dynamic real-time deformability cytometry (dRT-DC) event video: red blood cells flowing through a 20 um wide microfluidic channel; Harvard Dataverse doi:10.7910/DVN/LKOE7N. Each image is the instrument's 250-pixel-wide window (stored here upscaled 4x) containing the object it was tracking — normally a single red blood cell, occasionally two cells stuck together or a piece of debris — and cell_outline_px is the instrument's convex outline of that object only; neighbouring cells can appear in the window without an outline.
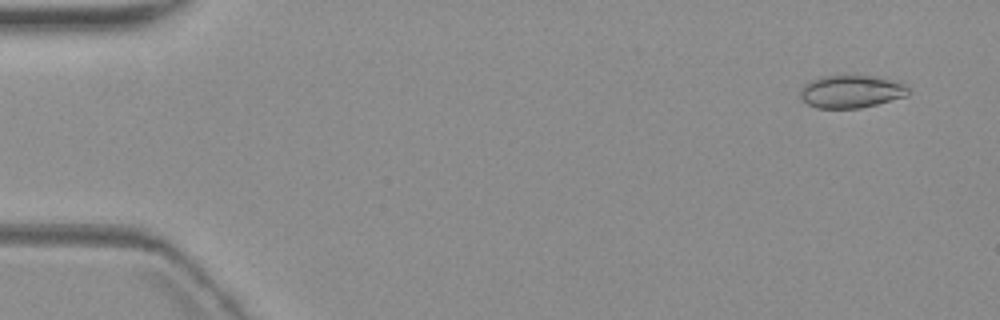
{"species": "common noctule bat (a hibernating species)", "species_latin": "Nyctalus noctula", "temperature_condition": "warm", "stored_images_in_passage": 5, "camera_frame_rate_fps": 3000, "um_per_image_px": 0.085, "animal": {"sex": "female", "body_mass_g": 19.3, "forearm_length_mm": 54.1}, "frame": {"image": 1, "passage_image": 1, "time_ms": 0.0, "image_size_px": [1000, 320], "cell_outline_px": [[908, 96], [860, 108], [816, 108], [808, 104], [800, 96], [800, 92], [804, 84], [820, 76], [872, 76], [904, 84], [908, 88]], "centroid_in_image_um": [72.32, 7.79], "position_along_channel_um": 12.7, "area_um2": 20.29}}